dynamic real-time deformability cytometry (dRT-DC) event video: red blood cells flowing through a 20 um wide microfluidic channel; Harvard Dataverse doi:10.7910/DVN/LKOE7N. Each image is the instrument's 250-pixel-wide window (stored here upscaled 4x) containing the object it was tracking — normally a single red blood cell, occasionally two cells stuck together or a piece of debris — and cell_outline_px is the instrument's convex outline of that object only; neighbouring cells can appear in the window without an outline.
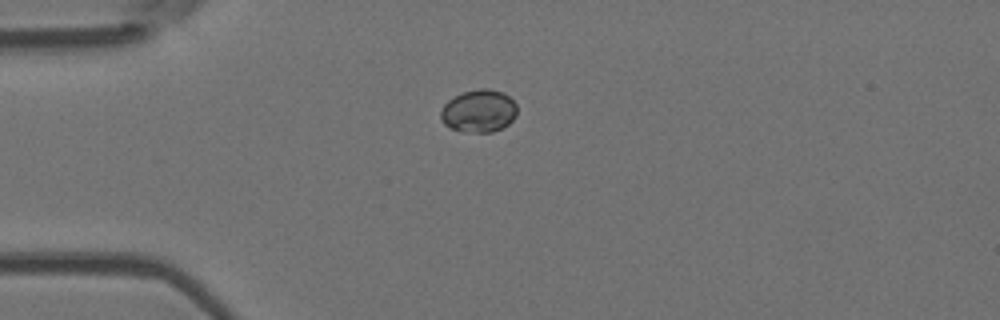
{"species": "Egyptian fruit bat (a non-hibernating species)", "species_latin": "Rousettus aegyptiacus", "temperature_condition": "room temperature", "stored_images_in_passage": 37, "camera_frame_rate_fps": 3000, "um_per_image_px": 0.085, "animal": {"sex": "female"}, "frame": {"image": 1, "passage_image": 1, "time_ms": 0.0, "image_size_px": [1000, 320], "cell_outline_px": [[516, 116], [504, 128], [492, 132], [464, 132], [452, 128], [444, 124], [440, 116], [440, 112], [444, 104], [448, 100], [464, 92], [480, 88], [488, 88], [504, 92], [516, 104]], "centroid_in_image_um": [40.71, 9.44], "position_along_channel_um": 44.3, "area_um2": 19.02}}
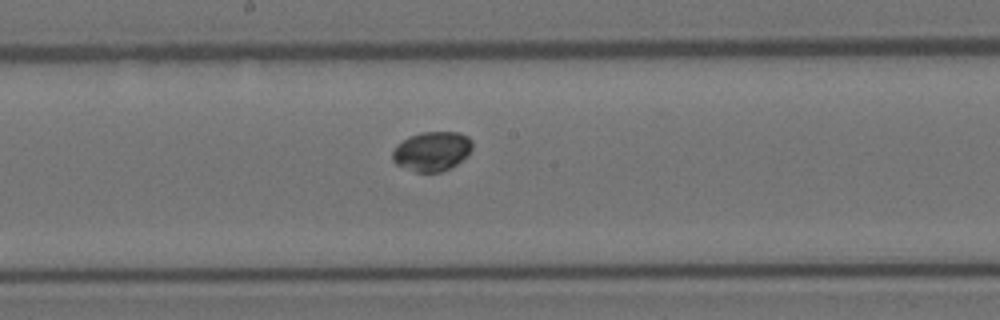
{"frame": {"image": 2, "passage_image": 16, "time_ms": 5.0, "image_size_px": [1000, 320], "cell_outline_px": [[472, 148], [456, 164], [440, 172], [416, 172], [396, 164], [392, 160], [392, 152], [396, 144], [408, 136], [420, 132], [456, 132], [468, 136], [472, 140]], "centroid_in_image_um": [36.66, 12.84], "position_along_channel_um": 211.5, "area_um2": 18.26}}
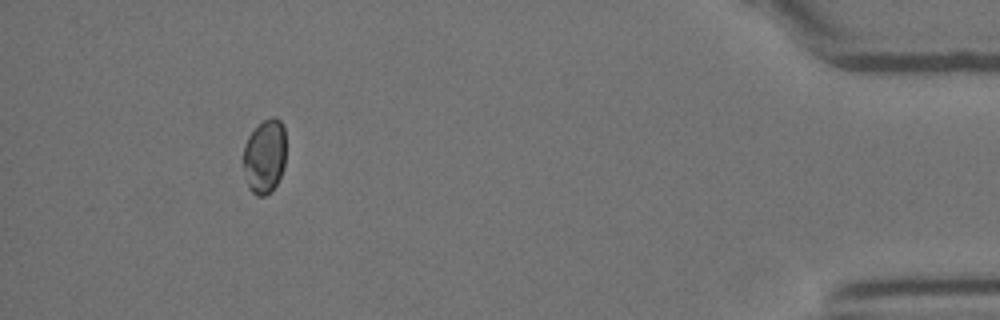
{"frame": {"image": 3, "passage_image": 37, "time_ms": 12.0, "image_size_px": [1000, 320], "cell_outline_px": [[284, 168], [276, 184], [264, 196], [256, 196], [248, 188], [244, 168], [244, 144], [248, 136], [264, 120], [272, 116], [276, 116], [280, 120], [284, 128]], "centroid_in_image_um": [22.49, 13.27], "position_along_channel_um": 412.7, "area_um2": 18.21}}